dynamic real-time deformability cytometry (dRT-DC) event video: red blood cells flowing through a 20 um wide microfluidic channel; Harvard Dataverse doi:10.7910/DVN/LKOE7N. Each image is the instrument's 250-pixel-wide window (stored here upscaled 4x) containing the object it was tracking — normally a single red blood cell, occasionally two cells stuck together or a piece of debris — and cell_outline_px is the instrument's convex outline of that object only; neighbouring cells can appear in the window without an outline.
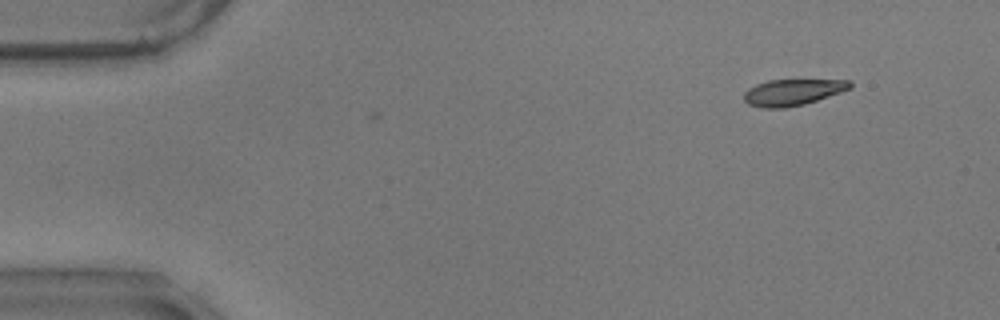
{"species": "common noctule bat (a hibernating species)", "species_latin": "Nyctalus noctula", "temperature_condition": "warm", "stored_images_in_passage": 3, "camera_frame_rate_fps": 3000, "um_per_image_px": 0.085, "animal": {"sex": "male", "body_mass_g": 17.9}, "frame": {"image": 1, "passage_image": 1, "time_ms": 0.0, "image_size_px": [1000, 320], "cell_outline_px": [[852, 88], [804, 104], [784, 108], [764, 108], [748, 104], [744, 100], [744, 92], [748, 88], [756, 84], [768, 80], [852, 80]], "centroid_in_image_um": [67.36, 7.83], "position_along_channel_um": 17.6, "area_um2": 16.18}}